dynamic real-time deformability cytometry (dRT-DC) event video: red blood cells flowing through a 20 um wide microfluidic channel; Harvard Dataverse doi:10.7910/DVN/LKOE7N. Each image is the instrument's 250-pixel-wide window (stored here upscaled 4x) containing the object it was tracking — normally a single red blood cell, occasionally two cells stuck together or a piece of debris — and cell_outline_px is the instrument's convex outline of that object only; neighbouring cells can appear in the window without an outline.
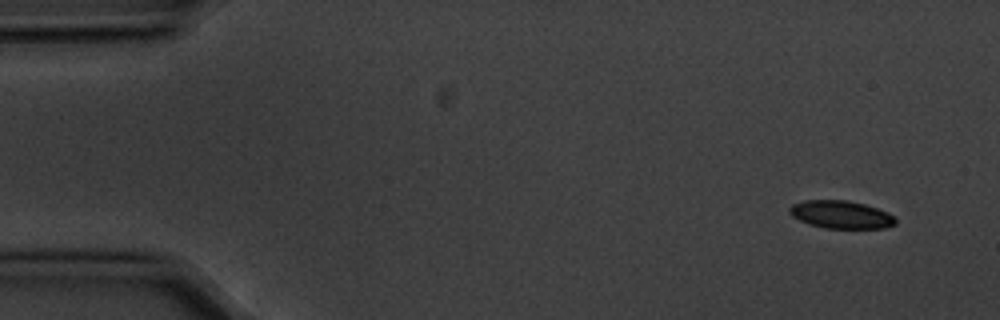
{"species": "common noctule bat (a hibernating species)", "species_latin": "Nyctalus noctula", "temperature_condition": "cold", "stored_images_in_passage": 6, "camera_frame_rate_fps": 3000, "um_per_image_px": 0.085, "animal": {"sex": "male", "body_mass_g": 20.1, "forearm_length_mm": 53.5}, "frame": {"image": 1, "passage_image": 1, "time_ms": 0.0, "image_size_px": [1000, 320], "cell_outline_px": [[896, 224], [884, 228], [824, 228], [808, 224], [792, 216], [788, 212], [788, 208], [792, 204], [804, 200], [848, 200], [864, 204], [888, 212], [896, 216]], "centroid_in_image_um": [71.48, 18.23], "position_along_channel_um": 13.5, "area_um2": 17.34}}
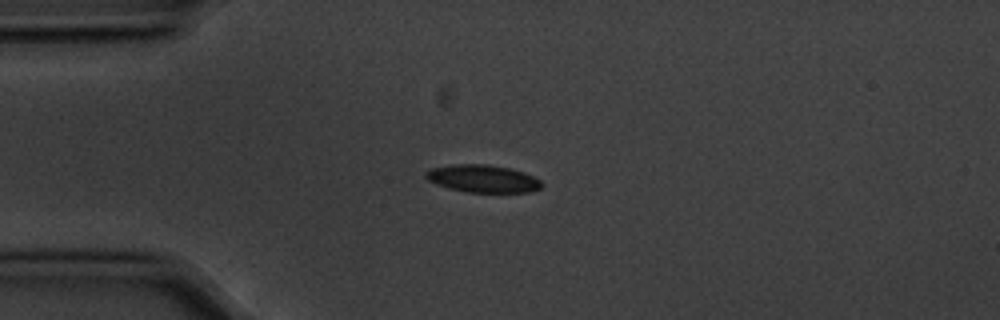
{"frame": {"image": 2, "passage_image": 4, "time_ms": 1.0, "image_size_px": [1000, 320], "cell_outline_px": [[544, 184], [540, 188], [528, 192], [468, 192], [448, 188], [436, 184], [428, 180], [424, 176], [424, 172], [432, 168], [452, 164], [488, 164], [508, 168], [524, 172], [540, 180]], "centroid_in_image_um": [41.01, 15.18], "position_along_channel_um": 44.0, "area_um2": 18.61}}